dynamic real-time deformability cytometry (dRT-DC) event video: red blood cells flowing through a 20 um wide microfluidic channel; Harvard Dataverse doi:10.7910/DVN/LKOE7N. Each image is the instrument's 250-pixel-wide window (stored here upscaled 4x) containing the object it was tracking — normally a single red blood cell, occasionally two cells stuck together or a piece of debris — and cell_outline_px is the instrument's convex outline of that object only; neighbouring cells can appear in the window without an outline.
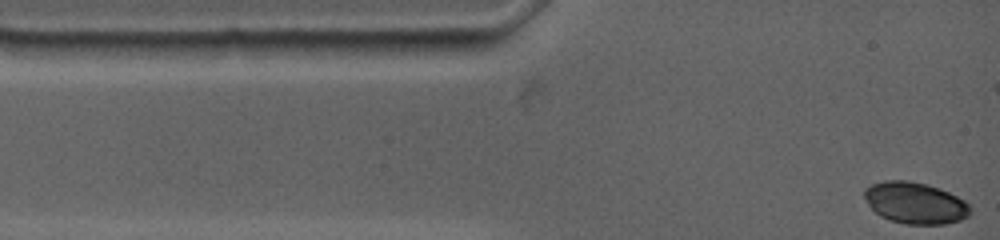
{"species": "common noctule bat (a hibernating species)", "species_latin": "Nyctalus noctula", "temperature_condition": "warm", "stored_images_in_passage": 2, "camera_frame_rate_fps": 4500, "um_per_image_px": 0.085, "animal": {"sex": "female", "body_mass_g": 19.0, "forearm_length_mm": 53.3}, "frame": {"image": 1, "passage_image": 2, "time_ms": 0.444, "image_size_px": [1000, 240], "cell_outline_px": [[972, 212], [968, 216], [960, 220], [944, 224], [904, 224], [888, 220], [880, 216], [868, 204], [864, 196], [864, 188], [872, 184], [884, 180], [908, 180], [928, 184], [940, 188], [964, 200], [972, 208]], "centroid_in_image_um": [77.79, 17.25], "position_along_channel_um": 7.2, "area_um2": 25.84}}